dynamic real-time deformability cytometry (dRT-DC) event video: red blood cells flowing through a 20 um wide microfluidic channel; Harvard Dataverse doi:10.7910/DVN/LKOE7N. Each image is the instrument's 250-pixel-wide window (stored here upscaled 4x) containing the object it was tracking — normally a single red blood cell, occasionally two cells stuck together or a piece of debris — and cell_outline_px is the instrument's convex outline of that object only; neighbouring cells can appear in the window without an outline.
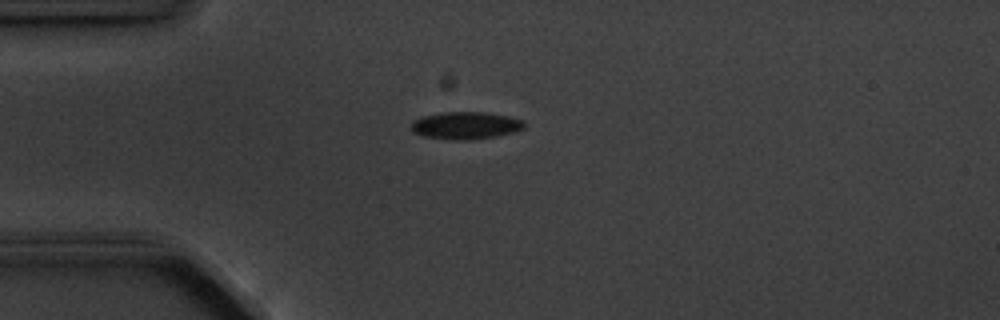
{"species": "common noctule bat (a hibernating species)", "species_latin": "Nyctalus noctula", "temperature_condition": "cold", "stored_images_in_passage": 5, "camera_frame_rate_fps": 3000, "um_per_image_px": 0.085, "animal": {"sex": "male", "body_mass_g": 20.1, "forearm_length_mm": 53.5}, "frame": {"image": 1, "passage_image": 5, "time_ms": 4.333, "image_size_px": [1000, 320], "cell_outline_px": [[524, 128], [516, 132], [496, 136], [468, 140], [452, 140], [424, 136], [412, 132], [412, 120], [420, 116], [444, 112], [488, 112], [508, 116], [524, 120]], "centroid_in_image_um": [39.58, 10.66], "position_along_channel_um": 45.4, "area_um2": 18.21}}